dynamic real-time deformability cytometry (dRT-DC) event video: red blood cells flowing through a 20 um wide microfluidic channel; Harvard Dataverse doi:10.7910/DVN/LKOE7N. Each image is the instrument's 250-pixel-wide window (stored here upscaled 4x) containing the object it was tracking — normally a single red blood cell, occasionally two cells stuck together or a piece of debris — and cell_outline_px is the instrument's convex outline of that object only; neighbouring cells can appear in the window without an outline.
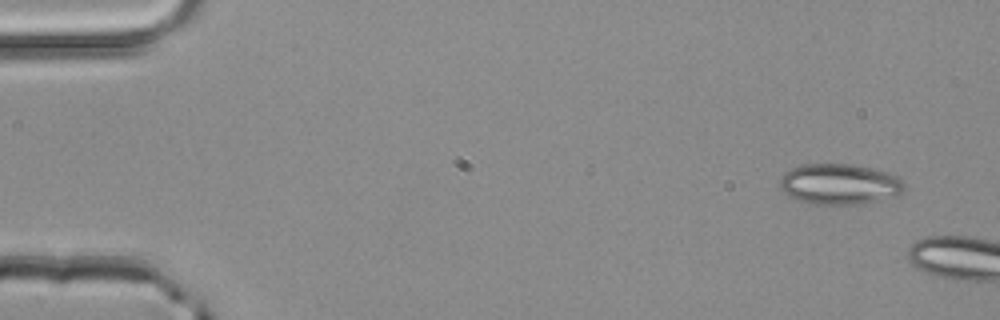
{"species": "common noctule bat (a hibernating species)", "species_latin": "Nyctalus noctula", "temperature_condition": "room temperature", "stored_images_in_passage": 2, "camera_frame_rate_fps": 3000, "um_per_image_px": 0.085, "animal": {"sex": "male", "body_mass_g": 20.4}, "frame": {"image": 1, "passage_image": 1, "time_ms": 0.0, "image_size_px": [1000, 320], "cell_outline_px": [[904, 188], [900, 196], [864, 204], [812, 204], [796, 200], [788, 196], [780, 188], [780, 176], [784, 172], [792, 168], [804, 164], [852, 164], [888, 172], [904, 180]], "centroid_in_image_um": [71.38, 15.66], "position_along_channel_um": 13.6, "area_um2": 29.94}}